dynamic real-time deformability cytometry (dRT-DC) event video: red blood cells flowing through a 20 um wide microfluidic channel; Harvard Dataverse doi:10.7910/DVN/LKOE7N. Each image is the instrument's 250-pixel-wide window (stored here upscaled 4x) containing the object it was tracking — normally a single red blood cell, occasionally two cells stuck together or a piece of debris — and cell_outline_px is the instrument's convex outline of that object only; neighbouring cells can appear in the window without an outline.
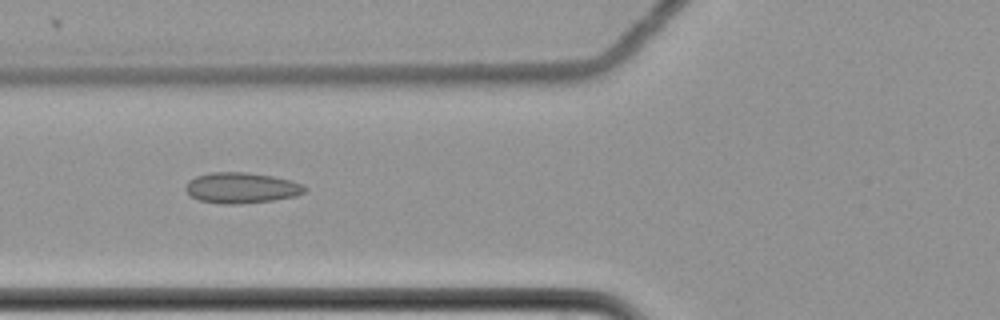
{"species": "common noctule bat (a hibernating species)", "species_latin": "Nyctalus noctula", "temperature_condition": "cold", "stored_images_in_passage": 9, "camera_frame_rate_fps": 3000, "um_per_image_px": 0.085, "animal": {"sex": "female", "body_mass_g": 22.7, "forearm_length_mm": 54.2}, "frame": {"image": 1, "passage_image": 7, "time_ms": 2.0, "image_size_px": [1000, 320], "cell_outline_px": [[308, 188], [304, 192], [296, 196], [272, 200], [240, 204], [224, 204], [200, 200], [192, 196], [184, 188], [188, 180], [196, 176], [212, 172], [248, 172], [272, 176], [292, 180], [304, 184]], "centroid_in_image_um": [20.55, 15.96], "position_along_channel_um": 105.2, "area_um2": 21.39}}
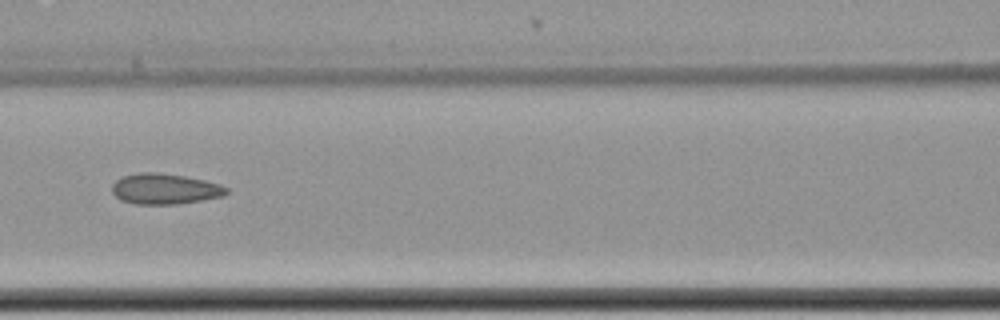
{"frame": {"image": 2, "passage_image": 8, "time_ms": 2.333, "image_size_px": [1000, 320], "cell_outline_px": [[228, 192], [224, 196], [204, 200], [176, 204], [136, 204], [120, 200], [112, 192], [112, 184], [116, 180], [124, 176], [140, 172], [156, 172], [184, 176], [204, 180], [220, 184], [228, 188]], "centroid_in_image_um": [14.02, 16.06], "position_along_channel_um": 152.6, "area_um2": 20.46}}
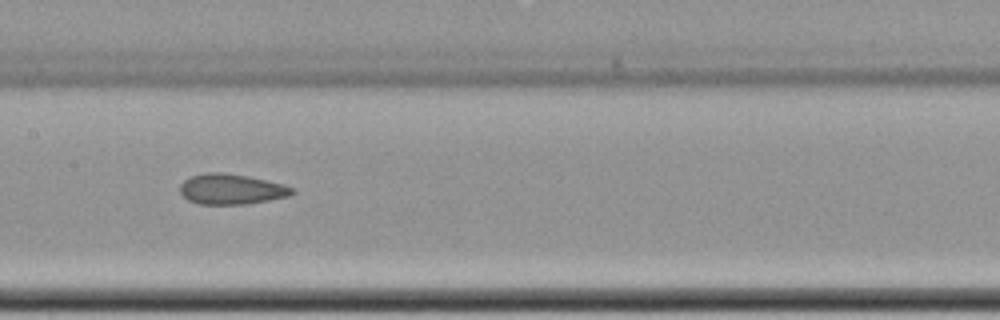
{"frame": {"image": 3, "passage_image": 9, "time_ms": 2.667, "image_size_px": [1000, 320], "cell_outline_px": [[296, 192], [292, 196], [244, 204], [200, 204], [188, 200], [180, 192], [180, 184], [188, 176], [204, 172], [224, 172], [248, 176], [284, 184], [296, 188]], "centroid_in_image_um": [19.69, 16.06], "position_along_channel_um": 187.7, "area_um2": 20.17}}